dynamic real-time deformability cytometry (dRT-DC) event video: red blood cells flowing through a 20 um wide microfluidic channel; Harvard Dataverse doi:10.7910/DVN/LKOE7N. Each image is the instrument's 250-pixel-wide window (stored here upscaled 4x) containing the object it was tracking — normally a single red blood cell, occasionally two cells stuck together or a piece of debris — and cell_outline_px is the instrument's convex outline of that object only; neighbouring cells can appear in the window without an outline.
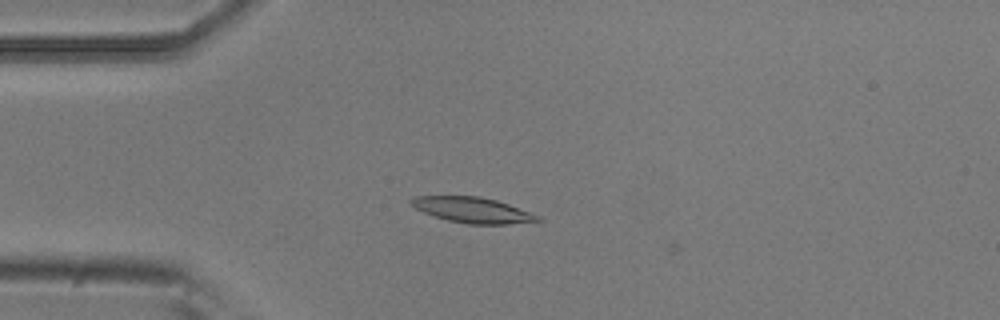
{"species": "common noctule bat (a hibernating species)", "species_latin": "Nyctalus noctula", "temperature_condition": "room temperature", "stored_images_in_passage": 6, "camera_frame_rate_fps": 3000, "um_per_image_px": 0.085, "animal": {"sex": "male", "body_mass_g": 20.5, "forearm_length_mm": 52.5}, "frame": {"image": 1, "passage_image": 3, "time_ms": 0.667, "image_size_px": [1000, 320], "cell_outline_px": [[544, 220], [508, 224], [468, 224], [448, 220], [424, 212], [408, 204], [408, 200], [416, 196], [480, 196], [496, 200], [508, 204], [540, 216]], "centroid_in_image_um": [40.16, 17.84], "position_along_channel_um": 44.8, "area_um2": 18.73}}
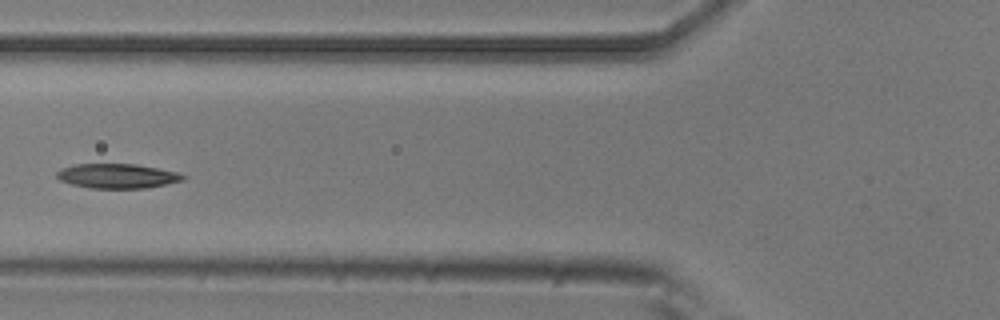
{"frame": {"image": 2, "passage_image": 5, "time_ms": 1.333, "image_size_px": [1000, 320], "cell_outline_px": [[188, 176], [184, 180], [148, 188], [88, 188], [72, 184], [60, 180], [56, 176], [56, 172], [60, 168], [76, 164], [136, 164], [180, 172]], "centroid_in_image_um": [10.0, 14.96], "position_along_channel_um": 115.8, "area_um2": 18.26}}
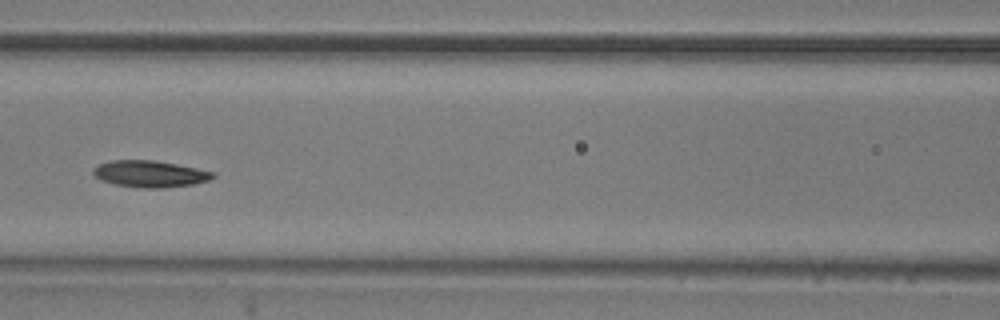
{"frame": {"image": 3, "passage_image": 6, "time_ms": 1.667, "image_size_px": [1000, 320], "cell_outline_px": [[216, 176], [208, 180], [192, 184], [160, 188], [144, 188], [116, 184], [100, 180], [92, 172], [92, 168], [100, 164], [112, 160], [152, 160], [176, 164], [216, 172]], "centroid_in_image_um": [12.74, 14.77], "position_along_channel_um": 153.9, "area_um2": 18.38}}